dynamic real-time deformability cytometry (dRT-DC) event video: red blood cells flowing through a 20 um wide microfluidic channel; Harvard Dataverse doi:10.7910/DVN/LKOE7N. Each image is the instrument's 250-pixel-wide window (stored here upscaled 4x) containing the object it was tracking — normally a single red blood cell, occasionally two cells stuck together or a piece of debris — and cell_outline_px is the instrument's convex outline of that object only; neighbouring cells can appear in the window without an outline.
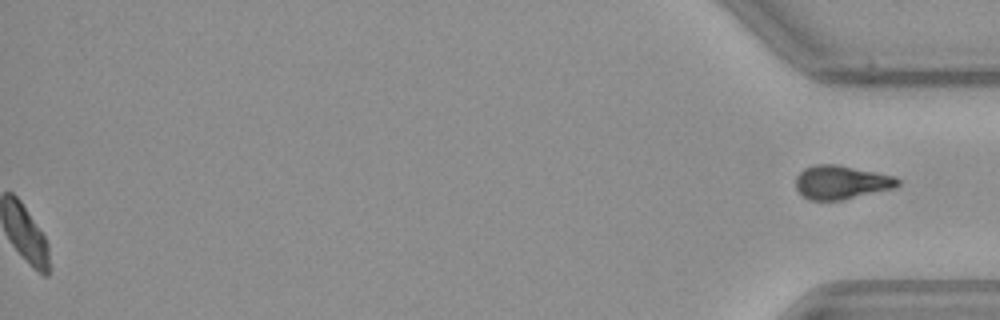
{"species": "common noctule bat (a hibernating species)", "species_latin": "Nyctalus noctula", "temperature_condition": "warm", "stored_images_in_passage": 39, "segment_of_instrument_passage": [2, 2], "camera_frame_rate_fps": 3000, "um_per_image_px": 0.085, "animal": {"sex": "female", "body_mass_g": 21.9}, "frame": {"image": 1, "passage_image": 39, "time_ms": 12.667, "image_size_px": [1000, 320], "cell_outline_px": [[900, 184], [896, 188], [840, 200], [808, 200], [796, 188], [796, 176], [804, 168], [816, 164], [836, 164], [896, 176], [900, 180]], "centroid_in_image_um": [71.53, 15.49], "position_along_channel_um": 363.7, "area_um2": 20.06}}